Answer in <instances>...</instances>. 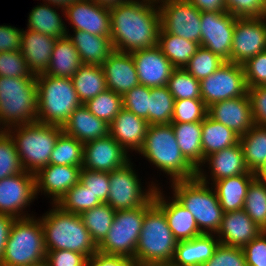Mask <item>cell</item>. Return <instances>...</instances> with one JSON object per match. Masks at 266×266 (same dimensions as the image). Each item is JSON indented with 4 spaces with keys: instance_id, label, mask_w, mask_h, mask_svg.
<instances>
[{
    "instance_id": "obj_32",
    "label": "cell",
    "mask_w": 266,
    "mask_h": 266,
    "mask_svg": "<svg viewBox=\"0 0 266 266\" xmlns=\"http://www.w3.org/2000/svg\"><path fill=\"white\" fill-rule=\"evenodd\" d=\"M175 138L185 159L198 170L203 165L202 122L171 123Z\"/></svg>"
},
{
    "instance_id": "obj_23",
    "label": "cell",
    "mask_w": 266,
    "mask_h": 266,
    "mask_svg": "<svg viewBox=\"0 0 266 266\" xmlns=\"http://www.w3.org/2000/svg\"><path fill=\"white\" fill-rule=\"evenodd\" d=\"M157 187L154 204L165 214L169 228L178 241L190 240L202 235L193 215L174 197L165 199V194ZM169 200V201H168Z\"/></svg>"
},
{
    "instance_id": "obj_8",
    "label": "cell",
    "mask_w": 266,
    "mask_h": 266,
    "mask_svg": "<svg viewBox=\"0 0 266 266\" xmlns=\"http://www.w3.org/2000/svg\"><path fill=\"white\" fill-rule=\"evenodd\" d=\"M7 132L14 140L23 170L36 174L49 165L51 152L63 129L35 122L12 127Z\"/></svg>"
},
{
    "instance_id": "obj_18",
    "label": "cell",
    "mask_w": 266,
    "mask_h": 266,
    "mask_svg": "<svg viewBox=\"0 0 266 266\" xmlns=\"http://www.w3.org/2000/svg\"><path fill=\"white\" fill-rule=\"evenodd\" d=\"M128 156V152L109 134L84 144L82 168L109 173L130 161Z\"/></svg>"
},
{
    "instance_id": "obj_57",
    "label": "cell",
    "mask_w": 266,
    "mask_h": 266,
    "mask_svg": "<svg viewBox=\"0 0 266 266\" xmlns=\"http://www.w3.org/2000/svg\"><path fill=\"white\" fill-rule=\"evenodd\" d=\"M46 261L49 266H88L89 258L70 250H46Z\"/></svg>"
},
{
    "instance_id": "obj_9",
    "label": "cell",
    "mask_w": 266,
    "mask_h": 266,
    "mask_svg": "<svg viewBox=\"0 0 266 266\" xmlns=\"http://www.w3.org/2000/svg\"><path fill=\"white\" fill-rule=\"evenodd\" d=\"M46 253L40 219L16 218L0 266H29L46 259Z\"/></svg>"
},
{
    "instance_id": "obj_40",
    "label": "cell",
    "mask_w": 266,
    "mask_h": 266,
    "mask_svg": "<svg viewBox=\"0 0 266 266\" xmlns=\"http://www.w3.org/2000/svg\"><path fill=\"white\" fill-rule=\"evenodd\" d=\"M83 147L84 144L78 141L75 137L62 132L51 152L49 164L82 167Z\"/></svg>"
},
{
    "instance_id": "obj_28",
    "label": "cell",
    "mask_w": 266,
    "mask_h": 266,
    "mask_svg": "<svg viewBox=\"0 0 266 266\" xmlns=\"http://www.w3.org/2000/svg\"><path fill=\"white\" fill-rule=\"evenodd\" d=\"M214 234H202L190 240L178 241L169 266H202L214 254L219 240Z\"/></svg>"
},
{
    "instance_id": "obj_21",
    "label": "cell",
    "mask_w": 266,
    "mask_h": 266,
    "mask_svg": "<svg viewBox=\"0 0 266 266\" xmlns=\"http://www.w3.org/2000/svg\"><path fill=\"white\" fill-rule=\"evenodd\" d=\"M207 115L239 136L246 134L254 125L248 94L210 105L207 107Z\"/></svg>"
},
{
    "instance_id": "obj_4",
    "label": "cell",
    "mask_w": 266,
    "mask_h": 266,
    "mask_svg": "<svg viewBox=\"0 0 266 266\" xmlns=\"http://www.w3.org/2000/svg\"><path fill=\"white\" fill-rule=\"evenodd\" d=\"M138 153L165 172L171 182L197 176V170L181 153L171 123L149 125L144 144Z\"/></svg>"
},
{
    "instance_id": "obj_50",
    "label": "cell",
    "mask_w": 266,
    "mask_h": 266,
    "mask_svg": "<svg viewBox=\"0 0 266 266\" xmlns=\"http://www.w3.org/2000/svg\"><path fill=\"white\" fill-rule=\"evenodd\" d=\"M21 51L0 53V77L33 78Z\"/></svg>"
},
{
    "instance_id": "obj_42",
    "label": "cell",
    "mask_w": 266,
    "mask_h": 266,
    "mask_svg": "<svg viewBox=\"0 0 266 266\" xmlns=\"http://www.w3.org/2000/svg\"><path fill=\"white\" fill-rule=\"evenodd\" d=\"M174 101L167 86L152 87L149 97V125L170 124Z\"/></svg>"
},
{
    "instance_id": "obj_64",
    "label": "cell",
    "mask_w": 266,
    "mask_h": 266,
    "mask_svg": "<svg viewBox=\"0 0 266 266\" xmlns=\"http://www.w3.org/2000/svg\"><path fill=\"white\" fill-rule=\"evenodd\" d=\"M255 178L266 182V159L261 166L254 172Z\"/></svg>"
},
{
    "instance_id": "obj_14",
    "label": "cell",
    "mask_w": 266,
    "mask_h": 266,
    "mask_svg": "<svg viewBox=\"0 0 266 266\" xmlns=\"http://www.w3.org/2000/svg\"><path fill=\"white\" fill-rule=\"evenodd\" d=\"M237 17L229 12H201L200 46L225 62H231L234 26Z\"/></svg>"
},
{
    "instance_id": "obj_38",
    "label": "cell",
    "mask_w": 266,
    "mask_h": 266,
    "mask_svg": "<svg viewBox=\"0 0 266 266\" xmlns=\"http://www.w3.org/2000/svg\"><path fill=\"white\" fill-rule=\"evenodd\" d=\"M240 144L249 171L255 172L266 159V126L253 125L243 136Z\"/></svg>"
},
{
    "instance_id": "obj_1",
    "label": "cell",
    "mask_w": 266,
    "mask_h": 266,
    "mask_svg": "<svg viewBox=\"0 0 266 266\" xmlns=\"http://www.w3.org/2000/svg\"><path fill=\"white\" fill-rule=\"evenodd\" d=\"M157 7V0H128L110 8L114 50L132 53L157 45L161 27Z\"/></svg>"
},
{
    "instance_id": "obj_22",
    "label": "cell",
    "mask_w": 266,
    "mask_h": 266,
    "mask_svg": "<svg viewBox=\"0 0 266 266\" xmlns=\"http://www.w3.org/2000/svg\"><path fill=\"white\" fill-rule=\"evenodd\" d=\"M107 88L123 96L139 85L137 70L131 53L114 51L102 64Z\"/></svg>"
},
{
    "instance_id": "obj_60",
    "label": "cell",
    "mask_w": 266,
    "mask_h": 266,
    "mask_svg": "<svg viewBox=\"0 0 266 266\" xmlns=\"http://www.w3.org/2000/svg\"><path fill=\"white\" fill-rule=\"evenodd\" d=\"M16 218L0 213V261L3 258L11 227Z\"/></svg>"
},
{
    "instance_id": "obj_27",
    "label": "cell",
    "mask_w": 266,
    "mask_h": 266,
    "mask_svg": "<svg viewBox=\"0 0 266 266\" xmlns=\"http://www.w3.org/2000/svg\"><path fill=\"white\" fill-rule=\"evenodd\" d=\"M62 129L65 134L85 144L109 135L110 125L97 118L82 104L72 112Z\"/></svg>"
},
{
    "instance_id": "obj_43",
    "label": "cell",
    "mask_w": 266,
    "mask_h": 266,
    "mask_svg": "<svg viewBox=\"0 0 266 266\" xmlns=\"http://www.w3.org/2000/svg\"><path fill=\"white\" fill-rule=\"evenodd\" d=\"M97 118L111 124L123 108L122 96L107 89L84 104Z\"/></svg>"
},
{
    "instance_id": "obj_19",
    "label": "cell",
    "mask_w": 266,
    "mask_h": 266,
    "mask_svg": "<svg viewBox=\"0 0 266 266\" xmlns=\"http://www.w3.org/2000/svg\"><path fill=\"white\" fill-rule=\"evenodd\" d=\"M135 62L138 81L146 87L167 86L175 69L158 45L131 53Z\"/></svg>"
},
{
    "instance_id": "obj_66",
    "label": "cell",
    "mask_w": 266,
    "mask_h": 266,
    "mask_svg": "<svg viewBox=\"0 0 266 266\" xmlns=\"http://www.w3.org/2000/svg\"><path fill=\"white\" fill-rule=\"evenodd\" d=\"M137 266H157V265H137Z\"/></svg>"
},
{
    "instance_id": "obj_31",
    "label": "cell",
    "mask_w": 266,
    "mask_h": 266,
    "mask_svg": "<svg viewBox=\"0 0 266 266\" xmlns=\"http://www.w3.org/2000/svg\"><path fill=\"white\" fill-rule=\"evenodd\" d=\"M254 178V173H245L217 180L211 185L224 213L243 209L248 187Z\"/></svg>"
},
{
    "instance_id": "obj_63",
    "label": "cell",
    "mask_w": 266,
    "mask_h": 266,
    "mask_svg": "<svg viewBox=\"0 0 266 266\" xmlns=\"http://www.w3.org/2000/svg\"><path fill=\"white\" fill-rule=\"evenodd\" d=\"M92 1L102 7H106L110 9L128 0H92Z\"/></svg>"
},
{
    "instance_id": "obj_36",
    "label": "cell",
    "mask_w": 266,
    "mask_h": 266,
    "mask_svg": "<svg viewBox=\"0 0 266 266\" xmlns=\"http://www.w3.org/2000/svg\"><path fill=\"white\" fill-rule=\"evenodd\" d=\"M52 5L44 2L37 5L29 13L28 30L37 31L55 39L67 37L69 33L62 17Z\"/></svg>"
},
{
    "instance_id": "obj_26",
    "label": "cell",
    "mask_w": 266,
    "mask_h": 266,
    "mask_svg": "<svg viewBox=\"0 0 266 266\" xmlns=\"http://www.w3.org/2000/svg\"><path fill=\"white\" fill-rule=\"evenodd\" d=\"M57 39L33 30H23L20 51L33 75L47 69Z\"/></svg>"
},
{
    "instance_id": "obj_11",
    "label": "cell",
    "mask_w": 266,
    "mask_h": 266,
    "mask_svg": "<svg viewBox=\"0 0 266 266\" xmlns=\"http://www.w3.org/2000/svg\"><path fill=\"white\" fill-rule=\"evenodd\" d=\"M132 165L128 161L124 166L109 172L110 191L106 203L115 211L136 209L154 200L158 184L156 186L152 182L147 190H142L141 180Z\"/></svg>"
},
{
    "instance_id": "obj_24",
    "label": "cell",
    "mask_w": 266,
    "mask_h": 266,
    "mask_svg": "<svg viewBox=\"0 0 266 266\" xmlns=\"http://www.w3.org/2000/svg\"><path fill=\"white\" fill-rule=\"evenodd\" d=\"M263 230L241 209L223 213L216 233L220 244L243 248Z\"/></svg>"
},
{
    "instance_id": "obj_46",
    "label": "cell",
    "mask_w": 266,
    "mask_h": 266,
    "mask_svg": "<svg viewBox=\"0 0 266 266\" xmlns=\"http://www.w3.org/2000/svg\"><path fill=\"white\" fill-rule=\"evenodd\" d=\"M224 63L225 61L218 55L200 46L184 69L200 81L214 73Z\"/></svg>"
},
{
    "instance_id": "obj_58",
    "label": "cell",
    "mask_w": 266,
    "mask_h": 266,
    "mask_svg": "<svg viewBox=\"0 0 266 266\" xmlns=\"http://www.w3.org/2000/svg\"><path fill=\"white\" fill-rule=\"evenodd\" d=\"M22 30L11 25H0V53L20 51Z\"/></svg>"
},
{
    "instance_id": "obj_39",
    "label": "cell",
    "mask_w": 266,
    "mask_h": 266,
    "mask_svg": "<svg viewBox=\"0 0 266 266\" xmlns=\"http://www.w3.org/2000/svg\"><path fill=\"white\" fill-rule=\"evenodd\" d=\"M115 212L116 211L108 203H101L80 214L82 222L97 245L107 236Z\"/></svg>"
},
{
    "instance_id": "obj_41",
    "label": "cell",
    "mask_w": 266,
    "mask_h": 266,
    "mask_svg": "<svg viewBox=\"0 0 266 266\" xmlns=\"http://www.w3.org/2000/svg\"><path fill=\"white\" fill-rule=\"evenodd\" d=\"M243 210L266 231V182L254 178L247 190Z\"/></svg>"
},
{
    "instance_id": "obj_52",
    "label": "cell",
    "mask_w": 266,
    "mask_h": 266,
    "mask_svg": "<svg viewBox=\"0 0 266 266\" xmlns=\"http://www.w3.org/2000/svg\"><path fill=\"white\" fill-rule=\"evenodd\" d=\"M202 266H247L242 248L220 244Z\"/></svg>"
},
{
    "instance_id": "obj_10",
    "label": "cell",
    "mask_w": 266,
    "mask_h": 266,
    "mask_svg": "<svg viewBox=\"0 0 266 266\" xmlns=\"http://www.w3.org/2000/svg\"><path fill=\"white\" fill-rule=\"evenodd\" d=\"M143 221L144 205L136 209L116 211L107 236L98 245V252L134 260Z\"/></svg>"
},
{
    "instance_id": "obj_29",
    "label": "cell",
    "mask_w": 266,
    "mask_h": 266,
    "mask_svg": "<svg viewBox=\"0 0 266 266\" xmlns=\"http://www.w3.org/2000/svg\"><path fill=\"white\" fill-rule=\"evenodd\" d=\"M205 163L209 165L208 169H211L209 177L212 180L211 185L224 178L254 173L246 167L240 142L207 156L203 164Z\"/></svg>"
},
{
    "instance_id": "obj_25",
    "label": "cell",
    "mask_w": 266,
    "mask_h": 266,
    "mask_svg": "<svg viewBox=\"0 0 266 266\" xmlns=\"http://www.w3.org/2000/svg\"><path fill=\"white\" fill-rule=\"evenodd\" d=\"M148 126L147 120L122 108L110 124L109 134L127 152L138 153L144 144Z\"/></svg>"
},
{
    "instance_id": "obj_55",
    "label": "cell",
    "mask_w": 266,
    "mask_h": 266,
    "mask_svg": "<svg viewBox=\"0 0 266 266\" xmlns=\"http://www.w3.org/2000/svg\"><path fill=\"white\" fill-rule=\"evenodd\" d=\"M242 249L247 266H266V231H262Z\"/></svg>"
},
{
    "instance_id": "obj_61",
    "label": "cell",
    "mask_w": 266,
    "mask_h": 266,
    "mask_svg": "<svg viewBox=\"0 0 266 266\" xmlns=\"http://www.w3.org/2000/svg\"><path fill=\"white\" fill-rule=\"evenodd\" d=\"M201 12H226L225 0H188Z\"/></svg>"
},
{
    "instance_id": "obj_2",
    "label": "cell",
    "mask_w": 266,
    "mask_h": 266,
    "mask_svg": "<svg viewBox=\"0 0 266 266\" xmlns=\"http://www.w3.org/2000/svg\"><path fill=\"white\" fill-rule=\"evenodd\" d=\"M208 176L200 167L196 178L172 181L171 188L173 197L195 218L200 232L216 234L224 212L215 189L208 185Z\"/></svg>"
},
{
    "instance_id": "obj_59",
    "label": "cell",
    "mask_w": 266,
    "mask_h": 266,
    "mask_svg": "<svg viewBox=\"0 0 266 266\" xmlns=\"http://www.w3.org/2000/svg\"><path fill=\"white\" fill-rule=\"evenodd\" d=\"M88 266H137L135 260L125 256L95 253L88 260Z\"/></svg>"
},
{
    "instance_id": "obj_17",
    "label": "cell",
    "mask_w": 266,
    "mask_h": 266,
    "mask_svg": "<svg viewBox=\"0 0 266 266\" xmlns=\"http://www.w3.org/2000/svg\"><path fill=\"white\" fill-rule=\"evenodd\" d=\"M65 16L73 31H86L90 34L110 37V9L92 0H77L64 9Z\"/></svg>"
},
{
    "instance_id": "obj_47",
    "label": "cell",
    "mask_w": 266,
    "mask_h": 266,
    "mask_svg": "<svg viewBox=\"0 0 266 266\" xmlns=\"http://www.w3.org/2000/svg\"><path fill=\"white\" fill-rule=\"evenodd\" d=\"M23 171L14 140L7 131H0V180Z\"/></svg>"
},
{
    "instance_id": "obj_35",
    "label": "cell",
    "mask_w": 266,
    "mask_h": 266,
    "mask_svg": "<svg viewBox=\"0 0 266 266\" xmlns=\"http://www.w3.org/2000/svg\"><path fill=\"white\" fill-rule=\"evenodd\" d=\"M240 136L233 130L210 118L202 121V148L204 160L207 156L239 143Z\"/></svg>"
},
{
    "instance_id": "obj_49",
    "label": "cell",
    "mask_w": 266,
    "mask_h": 266,
    "mask_svg": "<svg viewBox=\"0 0 266 266\" xmlns=\"http://www.w3.org/2000/svg\"><path fill=\"white\" fill-rule=\"evenodd\" d=\"M151 87L138 85L122 96L123 108L147 120L149 124V97Z\"/></svg>"
},
{
    "instance_id": "obj_12",
    "label": "cell",
    "mask_w": 266,
    "mask_h": 266,
    "mask_svg": "<svg viewBox=\"0 0 266 266\" xmlns=\"http://www.w3.org/2000/svg\"><path fill=\"white\" fill-rule=\"evenodd\" d=\"M247 88L242 65L231 62H225L214 73L200 80L201 99L206 107L245 96Z\"/></svg>"
},
{
    "instance_id": "obj_65",
    "label": "cell",
    "mask_w": 266,
    "mask_h": 266,
    "mask_svg": "<svg viewBox=\"0 0 266 266\" xmlns=\"http://www.w3.org/2000/svg\"><path fill=\"white\" fill-rule=\"evenodd\" d=\"M29 266H49L48 262L46 261V259L40 261V262H37V263H34V264H31Z\"/></svg>"
},
{
    "instance_id": "obj_3",
    "label": "cell",
    "mask_w": 266,
    "mask_h": 266,
    "mask_svg": "<svg viewBox=\"0 0 266 266\" xmlns=\"http://www.w3.org/2000/svg\"><path fill=\"white\" fill-rule=\"evenodd\" d=\"M41 221L46 250H70L91 258L98 245L85 227L80 215L63 211L53 204Z\"/></svg>"
},
{
    "instance_id": "obj_56",
    "label": "cell",
    "mask_w": 266,
    "mask_h": 266,
    "mask_svg": "<svg viewBox=\"0 0 266 266\" xmlns=\"http://www.w3.org/2000/svg\"><path fill=\"white\" fill-rule=\"evenodd\" d=\"M247 94L254 124L266 126V86L248 87Z\"/></svg>"
},
{
    "instance_id": "obj_34",
    "label": "cell",
    "mask_w": 266,
    "mask_h": 266,
    "mask_svg": "<svg viewBox=\"0 0 266 266\" xmlns=\"http://www.w3.org/2000/svg\"><path fill=\"white\" fill-rule=\"evenodd\" d=\"M71 80L82 104L108 89L101 65L82 63Z\"/></svg>"
},
{
    "instance_id": "obj_15",
    "label": "cell",
    "mask_w": 266,
    "mask_h": 266,
    "mask_svg": "<svg viewBox=\"0 0 266 266\" xmlns=\"http://www.w3.org/2000/svg\"><path fill=\"white\" fill-rule=\"evenodd\" d=\"M266 50V17L236 18L231 63L242 65Z\"/></svg>"
},
{
    "instance_id": "obj_62",
    "label": "cell",
    "mask_w": 266,
    "mask_h": 266,
    "mask_svg": "<svg viewBox=\"0 0 266 266\" xmlns=\"http://www.w3.org/2000/svg\"><path fill=\"white\" fill-rule=\"evenodd\" d=\"M43 1L44 2L46 1V3L50 5L52 4L54 6L53 8L57 7L60 8L62 12L65 13L64 9L77 0H43Z\"/></svg>"
},
{
    "instance_id": "obj_54",
    "label": "cell",
    "mask_w": 266,
    "mask_h": 266,
    "mask_svg": "<svg viewBox=\"0 0 266 266\" xmlns=\"http://www.w3.org/2000/svg\"><path fill=\"white\" fill-rule=\"evenodd\" d=\"M247 87L266 86V50L242 64Z\"/></svg>"
},
{
    "instance_id": "obj_51",
    "label": "cell",
    "mask_w": 266,
    "mask_h": 266,
    "mask_svg": "<svg viewBox=\"0 0 266 266\" xmlns=\"http://www.w3.org/2000/svg\"><path fill=\"white\" fill-rule=\"evenodd\" d=\"M80 183L87 188L98 200L106 203L109 191L110 180L108 172L91 171L82 168L80 171Z\"/></svg>"
},
{
    "instance_id": "obj_13",
    "label": "cell",
    "mask_w": 266,
    "mask_h": 266,
    "mask_svg": "<svg viewBox=\"0 0 266 266\" xmlns=\"http://www.w3.org/2000/svg\"><path fill=\"white\" fill-rule=\"evenodd\" d=\"M160 12V26L174 34L200 44L201 11L188 0H157Z\"/></svg>"
},
{
    "instance_id": "obj_7",
    "label": "cell",
    "mask_w": 266,
    "mask_h": 266,
    "mask_svg": "<svg viewBox=\"0 0 266 266\" xmlns=\"http://www.w3.org/2000/svg\"><path fill=\"white\" fill-rule=\"evenodd\" d=\"M37 122L63 127L72 112L82 105L71 78L36 75Z\"/></svg>"
},
{
    "instance_id": "obj_20",
    "label": "cell",
    "mask_w": 266,
    "mask_h": 266,
    "mask_svg": "<svg viewBox=\"0 0 266 266\" xmlns=\"http://www.w3.org/2000/svg\"><path fill=\"white\" fill-rule=\"evenodd\" d=\"M82 167L49 164L41 168L35 174L36 197L38 193H44L51 198L52 204L65 195L80 180Z\"/></svg>"
},
{
    "instance_id": "obj_6",
    "label": "cell",
    "mask_w": 266,
    "mask_h": 266,
    "mask_svg": "<svg viewBox=\"0 0 266 266\" xmlns=\"http://www.w3.org/2000/svg\"><path fill=\"white\" fill-rule=\"evenodd\" d=\"M37 97L36 75L0 77V131L37 122Z\"/></svg>"
},
{
    "instance_id": "obj_53",
    "label": "cell",
    "mask_w": 266,
    "mask_h": 266,
    "mask_svg": "<svg viewBox=\"0 0 266 266\" xmlns=\"http://www.w3.org/2000/svg\"><path fill=\"white\" fill-rule=\"evenodd\" d=\"M225 6L237 18L266 17V0H225Z\"/></svg>"
},
{
    "instance_id": "obj_33",
    "label": "cell",
    "mask_w": 266,
    "mask_h": 266,
    "mask_svg": "<svg viewBox=\"0 0 266 266\" xmlns=\"http://www.w3.org/2000/svg\"><path fill=\"white\" fill-rule=\"evenodd\" d=\"M79 54L68 37L57 39L44 74L72 78L81 65Z\"/></svg>"
},
{
    "instance_id": "obj_48",
    "label": "cell",
    "mask_w": 266,
    "mask_h": 266,
    "mask_svg": "<svg viewBox=\"0 0 266 266\" xmlns=\"http://www.w3.org/2000/svg\"><path fill=\"white\" fill-rule=\"evenodd\" d=\"M206 115L207 107L202 99L175 100L171 123L202 122Z\"/></svg>"
},
{
    "instance_id": "obj_37",
    "label": "cell",
    "mask_w": 266,
    "mask_h": 266,
    "mask_svg": "<svg viewBox=\"0 0 266 266\" xmlns=\"http://www.w3.org/2000/svg\"><path fill=\"white\" fill-rule=\"evenodd\" d=\"M162 53L169 59L174 68H185L189 60L197 52L200 44L165 32L161 27L158 44Z\"/></svg>"
},
{
    "instance_id": "obj_44",
    "label": "cell",
    "mask_w": 266,
    "mask_h": 266,
    "mask_svg": "<svg viewBox=\"0 0 266 266\" xmlns=\"http://www.w3.org/2000/svg\"><path fill=\"white\" fill-rule=\"evenodd\" d=\"M101 203L82 183L78 182L65 193L56 205L63 211L80 215Z\"/></svg>"
},
{
    "instance_id": "obj_5",
    "label": "cell",
    "mask_w": 266,
    "mask_h": 266,
    "mask_svg": "<svg viewBox=\"0 0 266 266\" xmlns=\"http://www.w3.org/2000/svg\"><path fill=\"white\" fill-rule=\"evenodd\" d=\"M177 244L165 214L154 200L144 205V221L134 256L137 265L169 266Z\"/></svg>"
},
{
    "instance_id": "obj_30",
    "label": "cell",
    "mask_w": 266,
    "mask_h": 266,
    "mask_svg": "<svg viewBox=\"0 0 266 266\" xmlns=\"http://www.w3.org/2000/svg\"><path fill=\"white\" fill-rule=\"evenodd\" d=\"M67 34L75 46L81 63L101 65L115 50L111 37L90 34L86 31H73Z\"/></svg>"
},
{
    "instance_id": "obj_16",
    "label": "cell",
    "mask_w": 266,
    "mask_h": 266,
    "mask_svg": "<svg viewBox=\"0 0 266 266\" xmlns=\"http://www.w3.org/2000/svg\"><path fill=\"white\" fill-rule=\"evenodd\" d=\"M36 198L35 174L23 171L0 180V213L14 218L30 217L23 211Z\"/></svg>"
},
{
    "instance_id": "obj_45",
    "label": "cell",
    "mask_w": 266,
    "mask_h": 266,
    "mask_svg": "<svg viewBox=\"0 0 266 266\" xmlns=\"http://www.w3.org/2000/svg\"><path fill=\"white\" fill-rule=\"evenodd\" d=\"M167 88L174 100L201 99L200 81L184 68H175L167 82Z\"/></svg>"
}]
</instances>
